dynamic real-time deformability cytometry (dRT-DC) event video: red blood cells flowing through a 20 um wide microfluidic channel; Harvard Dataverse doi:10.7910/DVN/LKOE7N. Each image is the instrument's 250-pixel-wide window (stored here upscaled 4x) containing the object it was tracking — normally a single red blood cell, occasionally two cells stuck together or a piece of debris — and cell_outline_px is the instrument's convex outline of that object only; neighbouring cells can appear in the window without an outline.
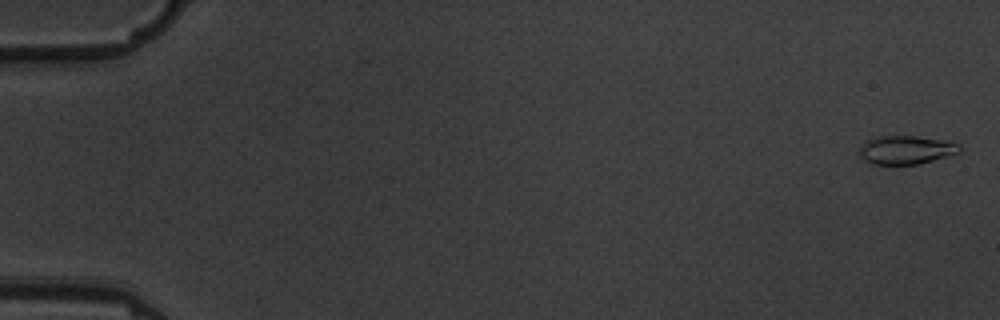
{"species": "common noctule bat (a hibernating species)", "species_latin": "Nyctalus noctula", "temperature_condition": "warm", "stored_images_in_passage": 5, "camera_frame_rate_fps": 3000, "um_per_image_px": 0.085, "animal": {"sex": "male", "body_mass_g": 19.5, "forearm_length_mm": 54.6}, "frame": {"image": 1, "passage_image": 1, "time_ms": 0.0, "image_size_px": [1000, 320], "cell_outline_px": [[960, 152], [948, 156], [920, 164], [872, 164], [864, 160], [860, 152], [860, 148], [868, 140], [876, 136], [916, 136], [944, 140], [960, 144]], "centroid_in_image_um": [77.05, 12.74], "position_along_channel_um": 8.0, "area_um2": 16.53}}